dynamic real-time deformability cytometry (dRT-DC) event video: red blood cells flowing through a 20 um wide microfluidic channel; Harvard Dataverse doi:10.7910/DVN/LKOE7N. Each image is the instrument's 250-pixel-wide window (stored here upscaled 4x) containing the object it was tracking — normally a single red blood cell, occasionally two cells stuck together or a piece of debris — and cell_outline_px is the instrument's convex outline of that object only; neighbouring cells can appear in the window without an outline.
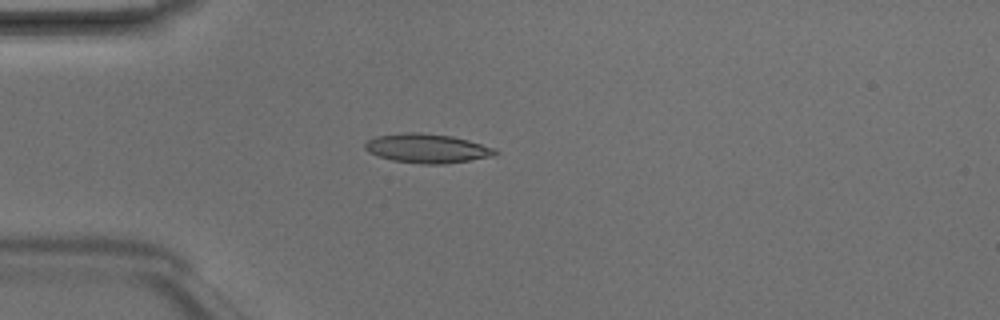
{"species": "Egyptian fruit bat (a non-hibernating species)", "species_latin": "Rousettus aegyptiacus", "temperature_condition": "room temperature", "stored_images_in_passage": 2, "camera_frame_rate_fps": 3000, "um_per_image_px": 0.085, "animal": {"sex": "male"}, "frame": {"image": 1, "passage_image": 2, "time_ms": 0.333, "image_size_px": [1000, 320], "cell_outline_px": [[500, 152], [492, 156], [444, 164], [420, 164], [392, 160], [368, 152], [364, 148], [364, 144], [368, 140], [376, 136], [404, 132], [420, 132], [452, 136], [468, 140], [496, 148]], "centroid_in_image_um": [36.3, 12.6], "position_along_channel_um": 48.7, "area_um2": 22.14}}